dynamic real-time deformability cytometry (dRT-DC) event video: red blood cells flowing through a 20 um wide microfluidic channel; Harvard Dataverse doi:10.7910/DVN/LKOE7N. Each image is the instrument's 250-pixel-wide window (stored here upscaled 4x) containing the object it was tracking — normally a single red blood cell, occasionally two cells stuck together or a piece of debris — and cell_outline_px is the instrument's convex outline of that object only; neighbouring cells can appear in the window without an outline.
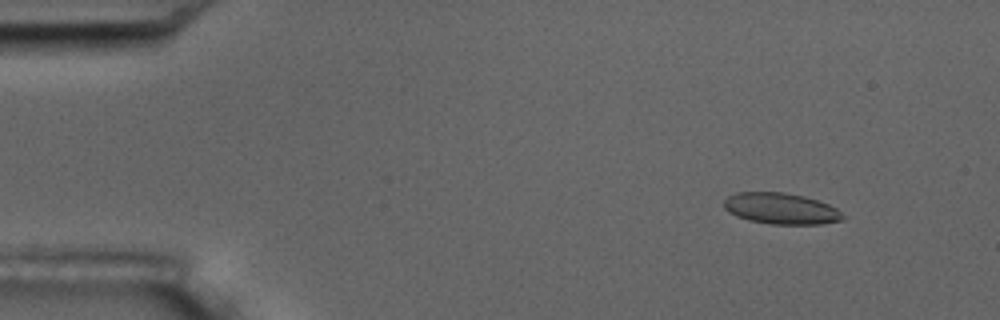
{"species": "common noctule bat (a hibernating species)", "species_latin": "Nyctalus noctula", "temperature_condition": "room temperature", "stored_images_in_passage": 5, "camera_frame_rate_fps": 3000, "um_per_image_px": 0.085, "animal": {"sex": "male", "body_mass_g": 17.5, "forearm_length_mm": 52.3}, "frame": {"image": 1, "passage_image": 2, "time_ms": 1.0, "image_size_px": [1000, 320], "cell_outline_px": [[844, 220], [820, 224], [772, 224], [748, 220], [736, 216], [728, 212], [724, 208], [724, 200], [728, 196], [736, 192], [784, 192], [804, 196], [828, 204], [836, 208], [844, 216]], "centroid_in_image_um": [66.36, 17.73], "position_along_channel_um": 18.6, "area_um2": 21.62}}
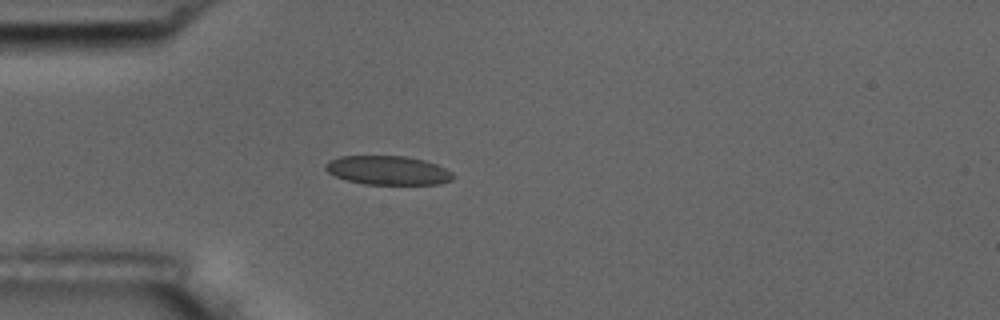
{"frame": {"image": 2, "passage_image": 5, "time_ms": 4.333, "image_size_px": [1000, 320], "cell_outline_px": [[456, 176], [452, 180], [440, 184], [364, 184], [348, 180], [336, 176], [328, 172], [324, 168], [324, 164], [328, 160], [340, 156], [404, 156], [424, 160], [436, 164], [452, 172]], "centroid_in_image_um": [32.97, 14.47], "position_along_channel_um": 52.0, "area_um2": 21.56}}